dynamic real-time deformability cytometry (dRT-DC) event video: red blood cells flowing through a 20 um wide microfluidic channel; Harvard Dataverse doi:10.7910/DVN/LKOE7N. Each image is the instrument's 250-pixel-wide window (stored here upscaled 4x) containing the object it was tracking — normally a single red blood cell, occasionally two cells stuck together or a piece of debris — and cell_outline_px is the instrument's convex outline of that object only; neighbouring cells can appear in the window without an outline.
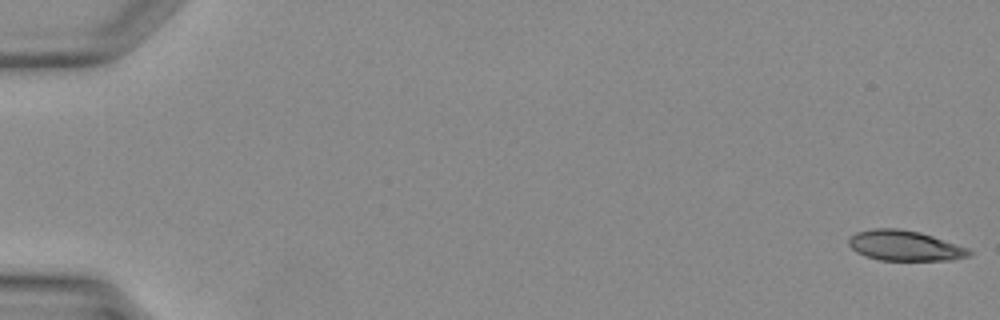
{"species": "Egyptian fruit bat (a non-hibernating species)", "species_latin": "Rousettus aegyptiacus", "temperature_condition": "warm", "stored_images_in_passage": 40, "camera_frame_rate_fps": 3000, "um_per_image_px": 0.085, "animal": {"sex": "female"}, "frame": {"image": 1, "passage_image": 1, "time_ms": 0.0, "image_size_px": [1000, 320], "cell_outline_px": [[972, 252], [968, 256], [952, 260], [880, 260], [864, 256], [856, 252], [848, 244], [848, 240], [856, 232], [872, 228], [896, 228], [920, 232], [968, 248]], "centroid_in_image_um": [76.87, 20.88], "position_along_channel_um": 8.1, "area_um2": 21.15}}
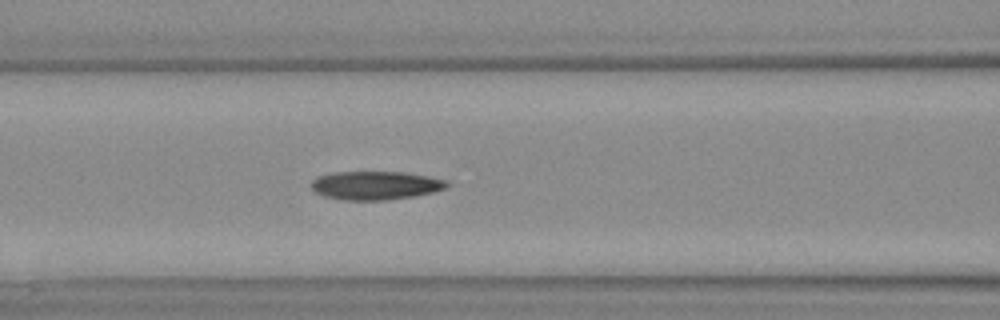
{"frame": {"image": 2, "passage_image": 18, "time_ms": 5.667, "image_size_px": [1000, 320], "cell_outline_px": [[448, 188], [416, 196], [388, 200], [344, 200], [324, 196], [316, 192], [312, 188], [312, 180], [320, 176], [336, 172], [404, 172], [428, 176], [448, 180]], "centroid_in_image_um": [31.97, 15.76], "position_along_channel_um": 134.6, "area_um2": 22.54}}
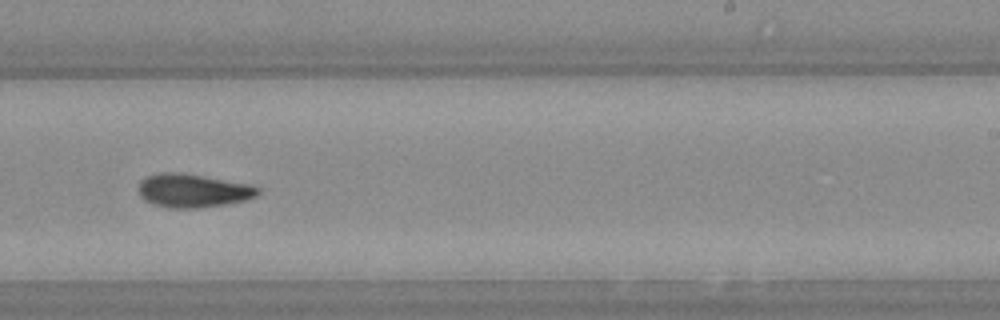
{"frame": {"image": 3, "passage_image": 26, "time_ms": 8.333, "image_size_px": [1000, 320], "cell_outline_px": [[260, 192], [256, 196], [244, 200], [224, 204], [196, 208], [172, 208], [152, 204], [144, 200], [140, 196], [136, 188], [140, 180], [144, 176], [160, 172], [180, 172], [252, 184], [260, 188]], "centroid_in_image_um": [16.35, 16.18], "position_along_channel_um": 272.7, "area_um2": 23.64}}